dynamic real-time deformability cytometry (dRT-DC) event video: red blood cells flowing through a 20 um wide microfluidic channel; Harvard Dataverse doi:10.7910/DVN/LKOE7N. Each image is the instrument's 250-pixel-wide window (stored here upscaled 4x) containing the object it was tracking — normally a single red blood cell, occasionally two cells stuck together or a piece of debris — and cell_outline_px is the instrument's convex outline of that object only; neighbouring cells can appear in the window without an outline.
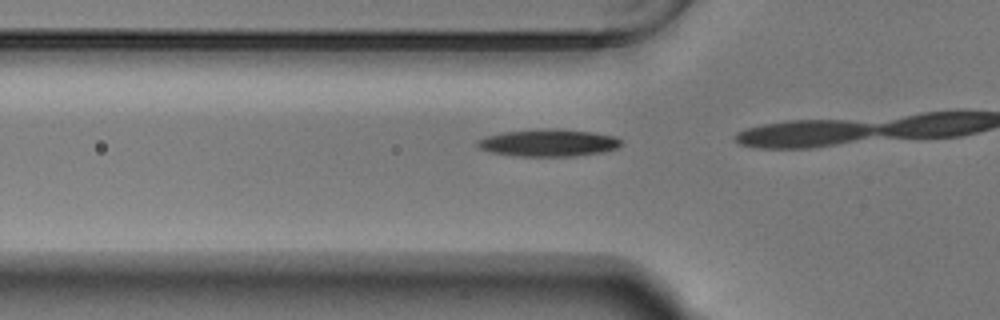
{"species": "Egyptian fruit bat (a non-hibernating species)", "species_latin": "Rousettus aegyptiacus", "temperature_condition": "warm", "stored_images_in_passage": 17, "camera_frame_rate_fps": 3000, "um_per_image_px": 0.085, "animal": {"sex": "male"}, "frame": {"image": 1, "passage_image": 15, "time_ms": 4.667, "image_size_px": [1000, 320], "cell_outline_px": [[620, 144], [616, 148], [604, 152], [576, 156], [516, 156], [488, 152], [480, 148], [476, 144], [476, 140], [488, 136], [504, 132], [556, 128], [592, 132], [616, 136], [620, 140]], "centroid_in_image_um": [46.61, 12.15], "position_along_channel_um": 79.2, "area_um2": 22.72}}